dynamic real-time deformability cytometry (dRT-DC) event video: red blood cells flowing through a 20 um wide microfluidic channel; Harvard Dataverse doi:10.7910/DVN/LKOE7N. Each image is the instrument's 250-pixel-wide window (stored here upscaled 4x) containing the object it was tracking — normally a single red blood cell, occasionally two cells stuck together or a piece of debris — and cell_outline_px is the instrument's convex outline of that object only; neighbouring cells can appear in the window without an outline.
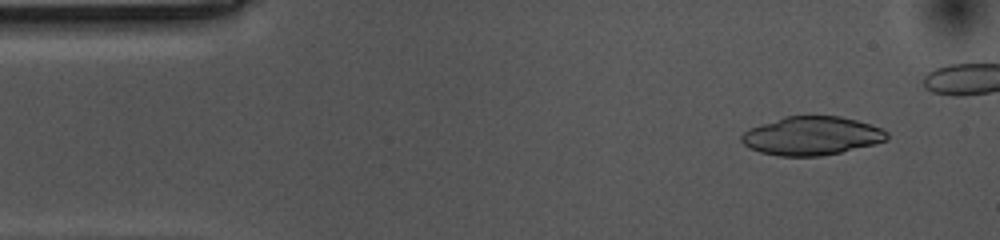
{"species": "common noctule bat (a hibernating species)", "species_latin": "Nyctalus noctula", "temperature_condition": "cold", "stored_images_in_passage": 11, "camera_frame_rate_fps": 3000, "um_per_image_px": 0.085, "animal": {"sex": "female", "body_mass_g": 10.0, "forearm_length_mm": 53.1}, "frame": {"image": 1, "passage_image": 2, "time_ms": 0.333, "image_size_px": [1000, 240], "cell_outline_px": [[888, 140], [876, 144], [840, 152], [820, 156], [780, 156], [760, 152], [748, 148], [740, 140], [740, 136], [748, 128], [784, 116], [840, 116], [856, 120], [880, 128], [888, 132]], "centroid_in_image_um": [68.97, 11.55], "position_along_channel_um": 16.0, "area_um2": 32.77}}